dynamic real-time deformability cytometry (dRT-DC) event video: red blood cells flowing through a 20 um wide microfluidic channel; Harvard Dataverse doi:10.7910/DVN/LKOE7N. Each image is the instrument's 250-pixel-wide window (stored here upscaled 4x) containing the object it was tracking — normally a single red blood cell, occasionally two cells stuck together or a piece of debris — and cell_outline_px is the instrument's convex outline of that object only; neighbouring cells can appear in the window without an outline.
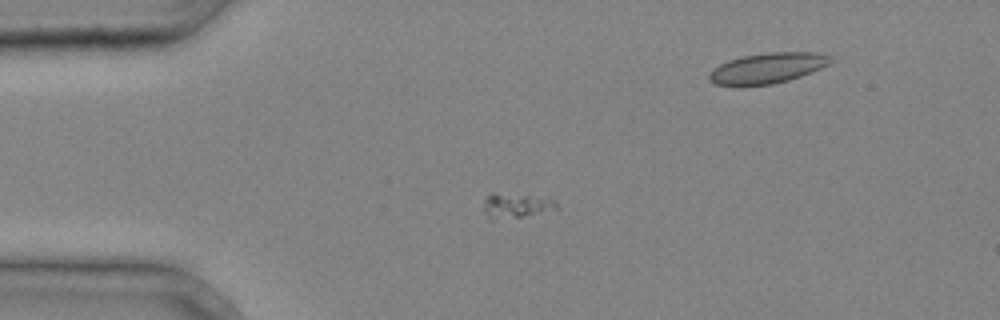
{"species": "common noctule bat (a hibernating species)", "species_latin": "Nyctalus noctula", "temperature_condition": "cold", "stored_images_in_passage": 5, "segment_of_instrument_passage": [1, 2], "camera_frame_rate_fps": 3000, "um_per_image_px": 0.085, "animal": {"sex": "male", "body_mass_g": 20.4}, "frame": {"image": 1, "passage_image": 3, "time_ms": 0.667, "image_size_px": [1000, 320], "cell_outline_px": [[560, 208], [520, 216], [492, 220], [488, 220], [484, 212], [484, 200], [492, 192], [552, 196], [556, 200]], "centroid_in_image_um": [43.91, 17.43], "position_along_channel_um": 41.1, "area_um2": 10.92}}